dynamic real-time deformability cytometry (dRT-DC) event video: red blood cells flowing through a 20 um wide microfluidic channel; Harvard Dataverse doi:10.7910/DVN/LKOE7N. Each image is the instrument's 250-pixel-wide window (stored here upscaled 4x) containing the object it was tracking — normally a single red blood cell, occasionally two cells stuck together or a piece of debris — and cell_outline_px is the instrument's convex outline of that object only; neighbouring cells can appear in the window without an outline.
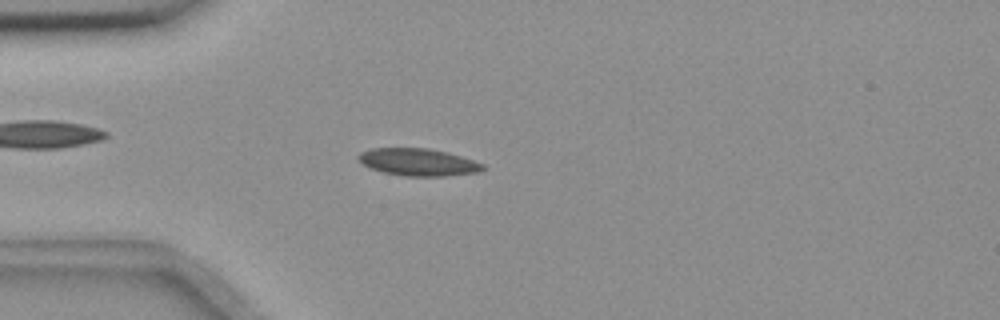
{"species": "common noctule bat (a hibernating species)", "species_latin": "Nyctalus noctula", "temperature_condition": "room temperature", "stored_images_in_passage": 55, "camera_frame_rate_fps": 3000, "um_per_image_px": 0.085, "animal": {"sex": "female", "body_mass_g": 18.4}, "frame": {"image": 1, "passage_image": 15, "time_ms": 4.667, "image_size_px": [1000, 320], "cell_outline_px": [[484, 168], [480, 172], [444, 176], [404, 176], [384, 172], [372, 168], [364, 164], [356, 156], [360, 152], [372, 148], [428, 148], [448, 152], [484, 164]], "centroid_in_image_um": [35.55, 13.78], "position_along_channel_um": 49.4, "area_um2": 19.65}}
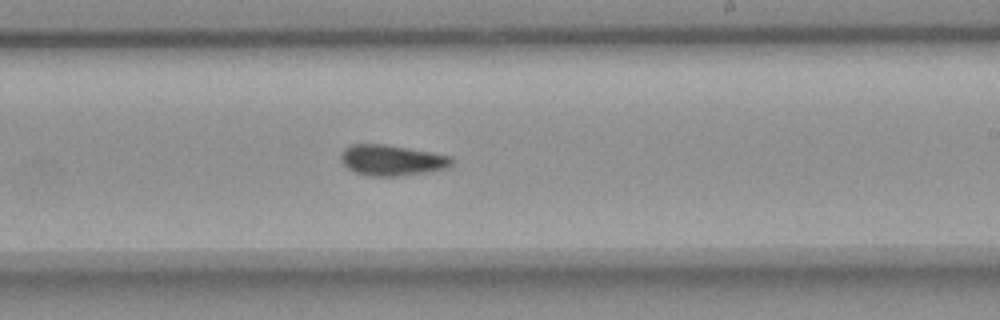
{"frame": {"image": 2, "passage_image": 33, "time_ms": 10.667, "image_size_px": [1000, 320], "cell_outline_px": [[452, 164], [448, 168], [432, 172], [400, 176], [372, 176], [356, 172], [348, 168], [340, 160], [340, 152], [348, 144], [384, 144], [408, 148], [452, 156]], "centroid_in_image_um": [33.31, 13.62], "position_along_channel_um": 255.7, "area_um2": 20.06}}
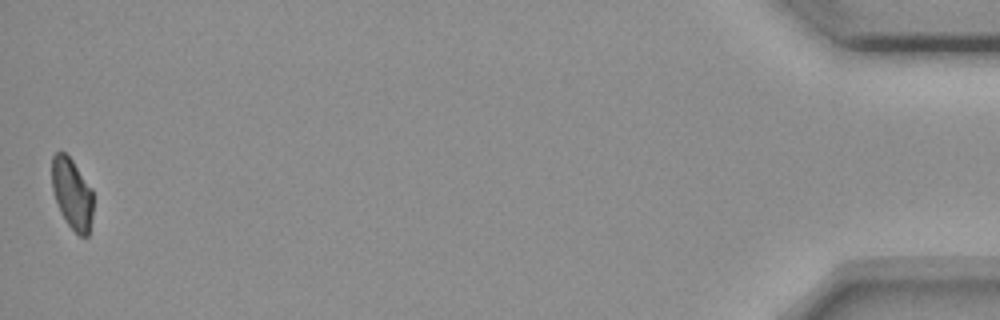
{"frame": {"image": 3, "passage_image": 55, "time_ms": 18.0, "image_size_px": [1000, 320], "cell_outline_px": [[92, 216], [88, 236], [80, 236], [68, 224], [60, 212], [52, 188], [52, 156], [56, 152], [64, 152], [72, 160], [92, 188]], "centroid_in_image_um": [6.12, 16.45], "position_along_channel_um": 429.1, "area_um2": 16.88}, "authors_computed_cell_mechanics": {"area_um2": 19.0162, "velocity_mm_per_s": 3.647, "shape_relaxation_time_tau1_ms": 8.8184, "shape_relaxation_time_tau2_ms": null, "deformation_change_tau1": 0.1615, "deformation_change_tau2": null}}